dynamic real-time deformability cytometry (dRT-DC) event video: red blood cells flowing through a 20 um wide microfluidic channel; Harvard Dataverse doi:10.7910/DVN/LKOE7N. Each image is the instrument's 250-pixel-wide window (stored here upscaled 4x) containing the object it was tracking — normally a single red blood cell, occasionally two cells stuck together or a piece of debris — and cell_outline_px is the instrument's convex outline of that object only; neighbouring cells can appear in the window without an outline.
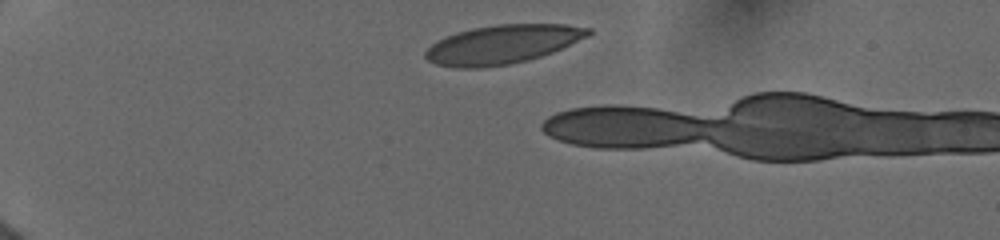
{"species": "human", "species_latin": "Homo sapiens", "temperature_condition": "cold", "stored_images_in_passage": 4, "camera_frame_rate_fps": 3000, "um_per_image_px": 0.085, "donor": {"sex": "female"}, "frame": {"image": 1, "passage_image": 1, "time_ms": 0.0, "image_size_px": [1000, 240], "cell_outline_px": [[592, 32], [588, 36], [552, 52], [528, 60], [508, 64], [480, 68], [456, 68], [436, 64], [428, 60], [424, 56], [424, 52], [432, 44], [456, 32], [472, 28], [496, 24], [564, 24], [592, 28]], "centroid_in_image_um": [42.71, 3.77], "position_along_channel_um": 42.3, "area_um2": 36.65}}